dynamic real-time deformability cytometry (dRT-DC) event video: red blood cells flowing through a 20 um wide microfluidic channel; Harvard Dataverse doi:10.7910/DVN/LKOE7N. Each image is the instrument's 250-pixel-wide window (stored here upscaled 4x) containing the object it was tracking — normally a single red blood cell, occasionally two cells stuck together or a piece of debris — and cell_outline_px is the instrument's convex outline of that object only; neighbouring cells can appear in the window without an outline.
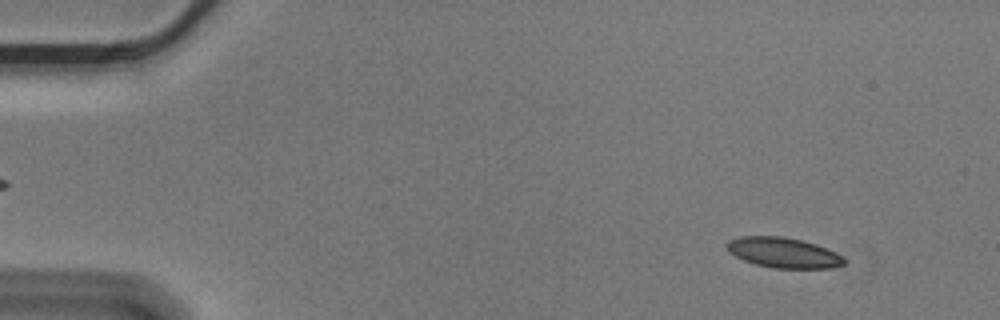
{"species": "Egyptian fruit bat (a non-hibernating species)", "species_latin": "Rousettus aegyptiacus", "temperature_condition": "cold", "stored_images_in_passage": 56, "camera_frame_rate_fps": 3000, "um_per_image_px": 0.085, "animal": {"sex": "male"}, "frame": {"image": 1, "passage_image": 5, "time_ms": 1.333, "image_size_px": [1000, 320], "cell_outline_px": [[848, 260], [844, 264], [828, 268], [772, 268], [756, 264], [744, 260], [728, 252], [728, 240], [740, 236], [784, 236], [816, 244]], "centroid_in_image_um": [66.56, 21.47], "position_along_channel_um": 18.4, "area_um2": 20.4}}
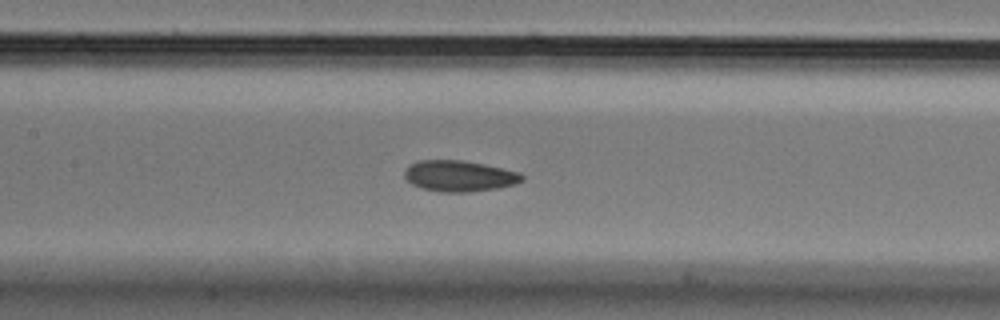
{"frame": {"image": 2, "passage_image": 26, "time_ms": 8.333, "image_size_px": [1000, 320], "cell_outline_px": [[524, 180], [516, 184], [496, 188], [472, 192], [440, 192], [424, 188], [412, 184], [404, 176], [404, 168], [408, 164], [420, 160], [464, 160], [484, 164], [520, 172], [524, 176]], "centroid_in_image_um": [39.04, 14.95], "position_along_channel_um": 168.4, "area_um2": 21.39}}
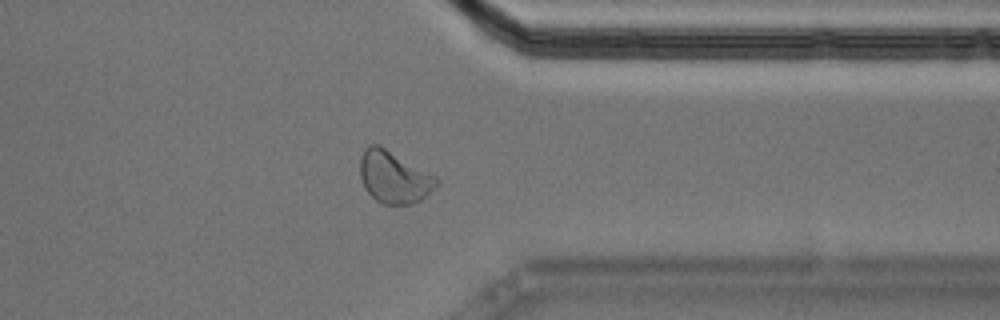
{"frame": {"image": 3, "passage_image": 44, "time_ms": 14.333, "image_size_px": [1000, 320], "cell_outline_px": [[436, 184], [420, 200], [412, 204], [384, 204], [376, 200], [364, 188], [360, 176], [360, 156], [364, 148], [368, 144], [376, 144], [384, 148], [436, 176]], "centroid_in_image_um": [33.42, 15.05], "position_along_channel_um": 378.0, "area_um2": 22.66}}